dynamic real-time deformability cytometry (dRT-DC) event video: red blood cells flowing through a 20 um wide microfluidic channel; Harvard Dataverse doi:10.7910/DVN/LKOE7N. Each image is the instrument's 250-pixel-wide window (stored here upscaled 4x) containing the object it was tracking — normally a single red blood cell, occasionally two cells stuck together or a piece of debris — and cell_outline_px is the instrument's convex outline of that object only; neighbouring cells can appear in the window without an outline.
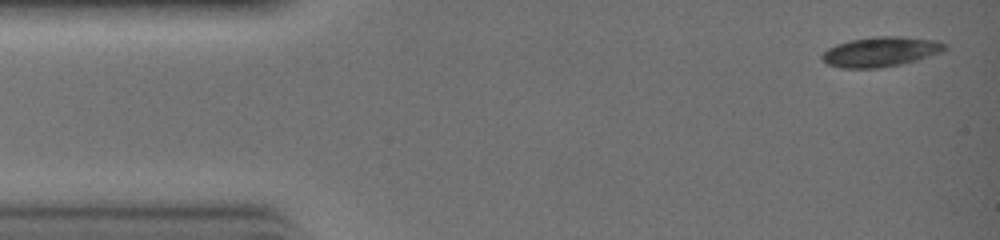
{"species": "common noctule bat (a hibernating species)", "species_latin": "Nyctalus noctula", "temperature_condition": "warm", "stored_images_in_passage": 31, "camera_frame_rate_fps": 3000, "um_per_image_px": 0.085, "animal": {"sex": "female", "body_mass_g": 19.0, "forearm_length_mm": 51.5}, "frame": {"image": 1, "passage_image": 1, "time_ms": 0.0, "image_size_px": [1000, 240], "cell_outline_px": [[948, 48], [944, 52], [916, 60], [900, 64], [880, 68], [840, 68], [828, 64], [820, 56], [828, 48], [836, 44], [848, 40], [876, 36], [900, 36], [932, 40], [948, 44]], "centroid_in_image_um": [74.87, 4.39], "position_along_channel_um": 10.1, "area_um2": 21.44}}
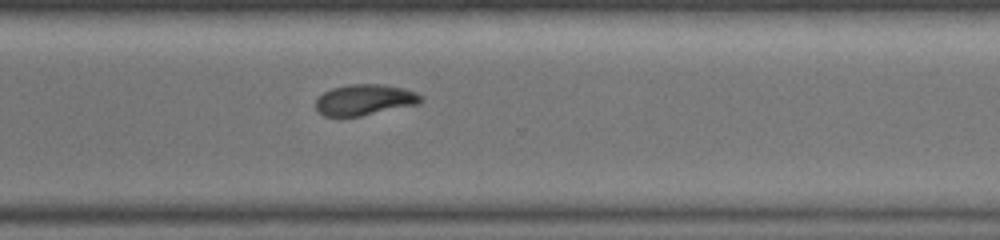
{"frame": {"image": 2, "passage_image": 22, "time_ms": 7.0, "image_size_px": [1000, 240], "cell_outline_px": [[424, 100], [420, 104], [360, 116], [324, 116], [316, 108], [316, 96], [332, 88], [348, 84], [380, 84], [404, 88], [416, 92], [424, 96]], "centroid_in_image_um": [31.03, 8.48], "position_along_channel_um": 339.6, "area_um2": 19.13}}
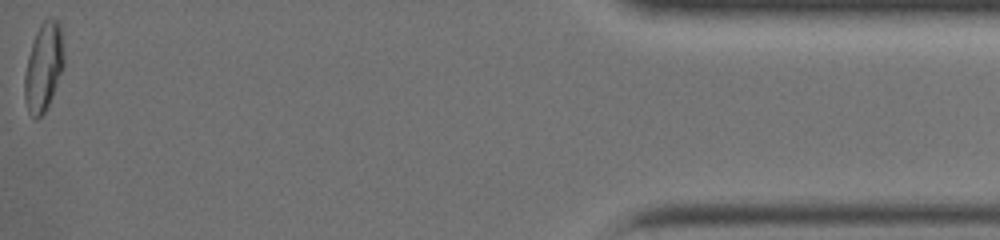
{"frame": {"image": 3, "passage_image": 31, "time_ms": 10.0, "image_size_px": [1000, 240], "cell_outline_px": [[64, 64], [48, 108], [36, 120], [28, 112], [24, 100], [24, 76], [28, 56], [36, 32], [40, 24], [48, 16], [52, 16], [60, 24], [64, 56]], "centroid_in_image_um": [3.7, 5.7], "position_along_channel_um": 431.5, "area_um2": 20.4}}